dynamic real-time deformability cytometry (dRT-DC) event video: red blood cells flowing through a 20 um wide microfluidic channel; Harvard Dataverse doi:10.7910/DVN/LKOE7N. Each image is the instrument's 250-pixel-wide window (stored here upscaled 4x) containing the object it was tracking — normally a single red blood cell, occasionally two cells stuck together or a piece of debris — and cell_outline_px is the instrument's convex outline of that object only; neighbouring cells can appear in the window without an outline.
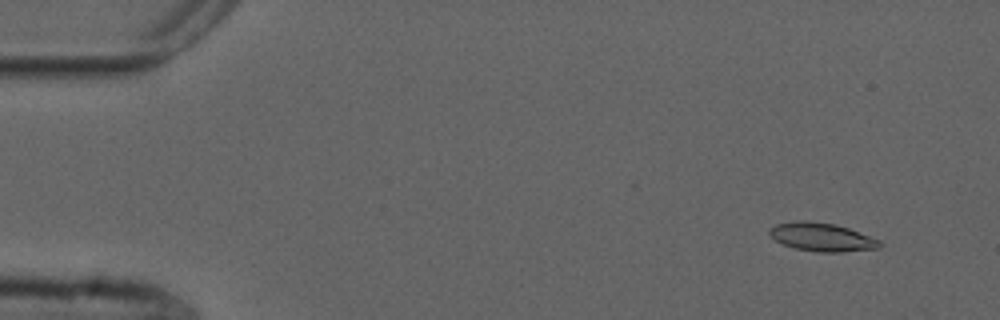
{"species": "common noctule bat (a hibernating species)", "species_latin": "Nyctalus noctula", "temperature_condition": "cold", "stored_images_in_passage": 55, "camera_frame_rate_fps": 3000, "um_per_image_px": 0.085, "animal": {"sex": "male", "forearm_length_mm": 52.5}, "frame": {"image": 1, "passage_image": 5, "time_ms": 1.333, "image_size_px": [1000, 320], "cell_outline_px": [[884, 244], [880, 248], [844, 252], [816, 252], [796, 248], [784, 244], [776, 240], [768, 232], [768, 228], [776, 224], [796, 220], [808, 220], [836, 224], [848, 228], [880, 240]], "centroid_in_image_um": [69.88, 20.14], "position_along_channel_um": 15.1, "area_um2": 18.38}}
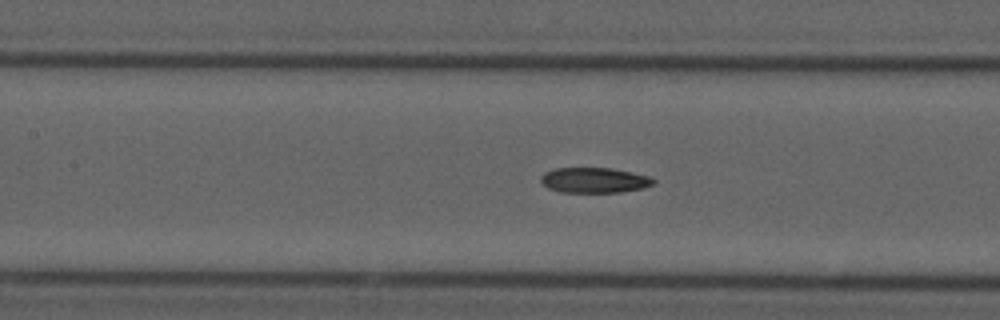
{"frame": {"image": 2, "passage_image": 25, "time_ms": 8.0, "image_size_px": [1000, 320], "cell_outline_px": [[656, 184], [644, 188], [620, 192], [560, 192], [548, 188], [540, 184], [540, 176], [544, 172], [556, 168], [612, 168], [632, 172], [648, 176], [656, 180]], "centroid_in_image_um": [50.5, 15.32], "position_along_channel_um": 156.9, "area_um2": 16.82}}
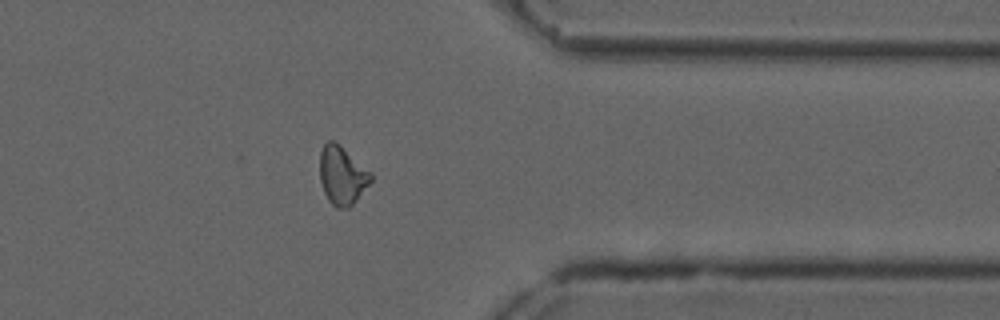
{"frame": {"image": 3, "passage_image": 44, "time_ms": 14.333, "image_size_px": [1000, 320], "cell_outline_px": [[372, 180], [356, 200], [348, 208], [336, 208], [328, 200], [324, 192], [320, 180], [320, 152], [324, 144], [328, 140], [332, 140], [340, 144], [372, 172]], "centroid_in_image_um": [29.08, 14.89], "position_along_channel_um": 382.3, "area_um2": 17.46}, "authors_computed_cell_mechanics": {"area_um2": 17.34, "velocity_mm_per_s": 3.7371, "shape_relaxation_time_tau1_ms": null, "shape_relaxation_time_tau2_ms": 5.1613, "deformation_change_tau1": null, "deformation_change_tau2": 0.117}}